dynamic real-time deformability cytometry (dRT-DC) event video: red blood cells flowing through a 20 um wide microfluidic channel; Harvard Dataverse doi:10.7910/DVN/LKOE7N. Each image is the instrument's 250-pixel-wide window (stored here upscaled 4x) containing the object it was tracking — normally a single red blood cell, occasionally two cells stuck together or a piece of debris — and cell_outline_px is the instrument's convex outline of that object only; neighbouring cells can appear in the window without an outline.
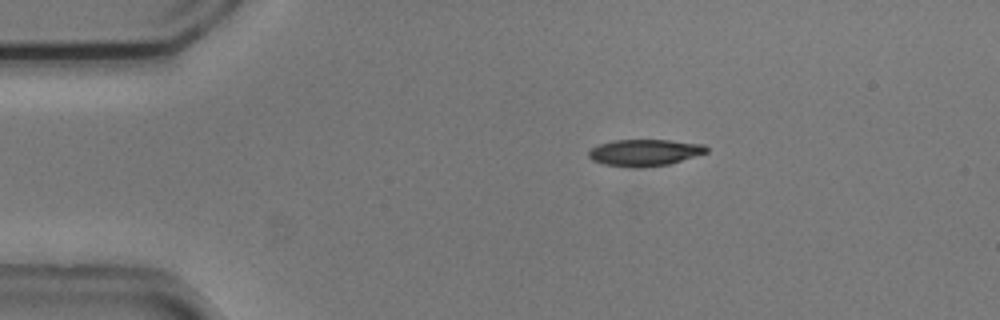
{"species": "common noctule bat (a hibernating species)", "species_latin": "Nyctalus noctula", "temperature_condition": "cold", "stored_images_in_passage": 44, "camera_frame_rate_fps": 3000, "um_per_image_px": 0.085, "animal": {"sex": "male", "body_mass_g": 20.5, "forearm_length_mm": 52.5}, "frame": {"image": 1, "passage_image": 1, "time_ms": 0.0, "image_size_px": [1000, 320], "cell_outline_px": [[708, 152], [668, 164], [644, 168], [632, 168], [604, 164], [592, 160], [588, 156], [588, 152], [592, 148], [600, 144], [612, 140], [668, 140], [704, 144], [708, 148]], "centroid_in_image_um": [54.78, 12.97], "position_along_channel_um": 30.2, "area_um2": 18.32}}
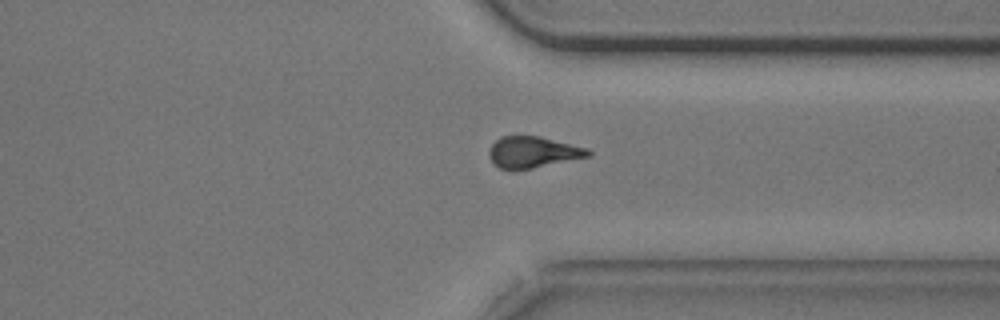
{"frame": {"image": 2, "passage_image": 32, "time_ms": 10.333, "image_size_px": [1000, 320], "cell_outline_px": [[592, 156], [532, 168], [500, 168], [492, 164], [488, 156], [488, 152], [492, 144], [500, 136], [540, 136], [588, 148], [592, 152]], "centroid_in_image_um": [45.31, 12.92], "position_along_channel_um": 366.1, "area_um2": 18.03}}
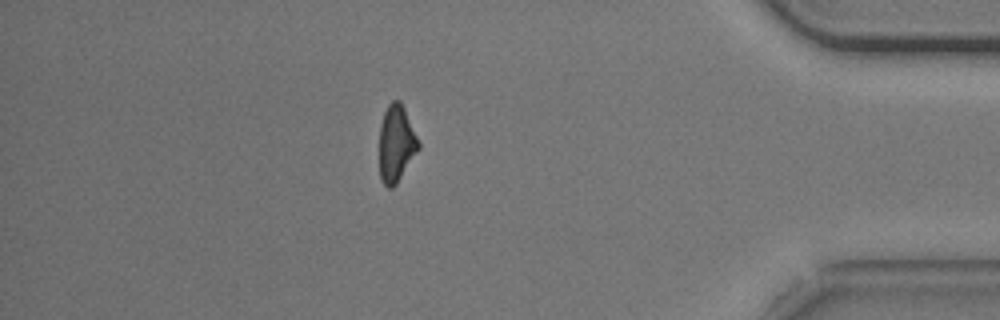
{"frame": {"image": 3, "passage_image": 38, "time_ms": 12.333, "image_size_px": [1000, 320], "cell_outline_px": [[420, 148], [396, 184], [392, 188], [388, 188], [380, 180], [380, 124], [384, 112], [388, 104], [392, 100], [400, 100], [404, 108], [420, 144]], "centroid_in_image_um": [33.67, 12.2], "position_along_channel_um": 401.5, "area_um2": 17.4}}